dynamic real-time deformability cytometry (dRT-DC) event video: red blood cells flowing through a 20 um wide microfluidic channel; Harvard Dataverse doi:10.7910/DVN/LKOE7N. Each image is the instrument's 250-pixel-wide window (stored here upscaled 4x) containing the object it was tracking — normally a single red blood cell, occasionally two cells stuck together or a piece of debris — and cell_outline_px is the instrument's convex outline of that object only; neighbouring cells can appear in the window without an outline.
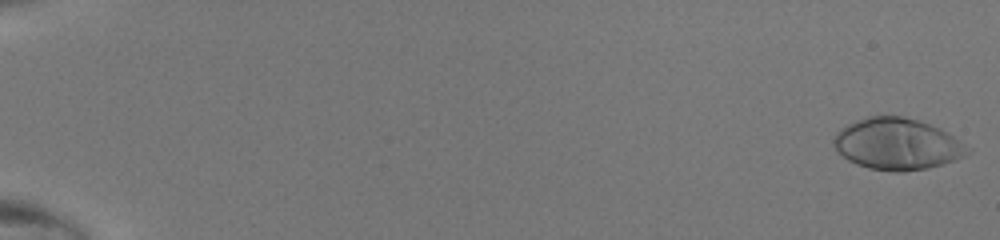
{"species": "human", "species_latin": "Homo sapiens", "temperature_condition": "room temperature", "stored_images_in_passage": 49, "camera_frame_rate_fps": 3000, "um_per_image_px": 0.085, "donor": {"sex": "male"}, "frame": {"image": 1, "passage_image": 1, "time_ms": 0.0, "image_size_px": [1000, 240], "cell_outline_px": [[972, 152], [964, 156], [928, 168], [900, 172], [896, 172], [868, 168], [856, 164], [848, 160], [836, 152], [832, 140], [836, 132], [840, 128], [856, 120], [868, 116], [900, 116], [916, 120], [940, 128], [972, 148]], "centroid_in_image_um": [76.23, 12.25], "position_along_channel_um": 8.8, "area_um2": 40.17}}
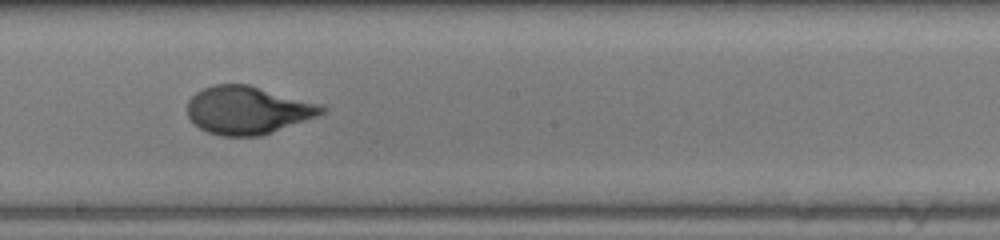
{"frame": {"image": 2, "passage_image": 30, "time_ms": 9.667, "image_size_px": [1000, 240], "cell_outline_px": [[328, 112], [320, 116], [260, 136], [220, 136], [208, 132], [200, 128], [188, 116], [188, 100], [196, 92], [212, 84], [248, 84], [324, 104], [328, 108]], "centroid_in_image_um": [21.14, 9.36], "position_along_channel_um": 227.1, "area_um2": 37.97}}
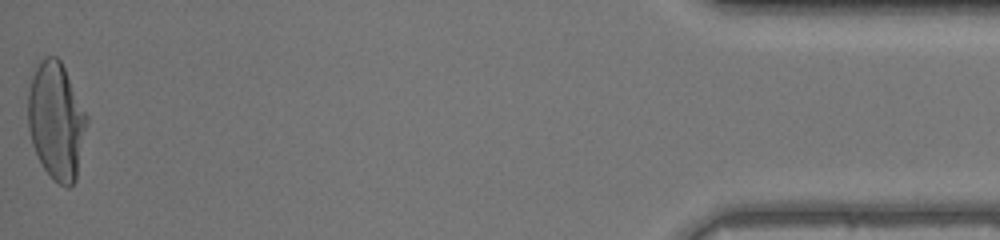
{"frame": {"image": 3, "passage_image": 49, "time_ms": 16.0, "image_size_px": [1000, 240], "cell_outline_px": [[88, 120], [76, 180], [68, 188], [60, 184], [44, 168], [36, 156], [32, 144], [28, 128], [28, 92], [32, 76], [40, 60], [44, 56], [56, 56], [60, 60], [88, 116]], "centroid_in_image_um": [4.78, 10.27], "position_along_channel_um": 430.4, "area_um2": 40.0}}